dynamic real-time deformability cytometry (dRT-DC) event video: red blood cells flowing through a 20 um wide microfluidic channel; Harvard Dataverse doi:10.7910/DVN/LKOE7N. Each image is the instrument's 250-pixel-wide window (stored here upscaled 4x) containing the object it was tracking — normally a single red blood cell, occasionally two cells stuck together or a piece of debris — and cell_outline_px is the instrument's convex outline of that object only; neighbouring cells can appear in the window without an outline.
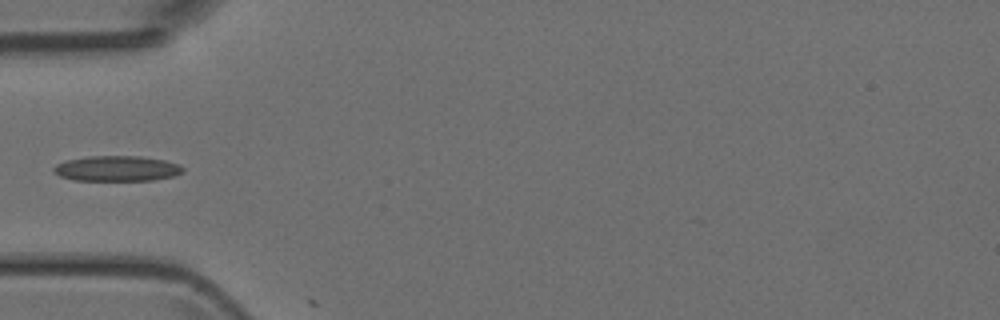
{"species": "Egyptian fruit bat (a non-hibernating species)", "species_latin": "Rousettus aegyptiacus", "temperature_condition": "room temperature", "stored_images_in_passage": 4, "camera_frame_rate_fps": 3000, "um_per_image_px": 0.085, "animal": {"sex": "female"}, "frame": {"image": 1, "passage_image": 3, "time_ms": 3.333, "image_size_px": [1000, 320], "cell_outline_px": [[184, 172], [172, 176], [152, 180], [72, 180], [60, 176], [52, 168], [56, 164], [64, 160], [88, 156], [140, 156], [164, 160], [180, 164], [184, 168]], "centroid_in_image_um": [9.93, 14.31], "position_along_channel_um": 75.1, "area_um2": 19.13}}
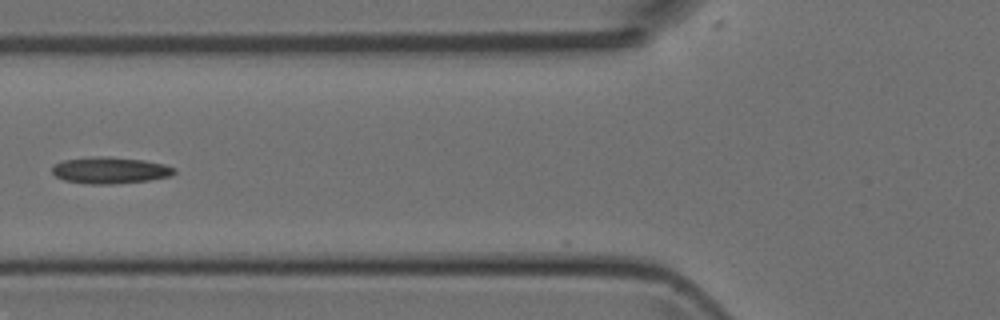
{"frame": {"image": 2, "passage_image": 4, "time_ms": 4.333, "image_size_px": [1000, 320], "cell_outline_px": [[176, 172], [172, 176], [148, 180], [112, 184], [88, 184], [64, 180], [56, 176], [52, 172], [52, 168], [56, 164], [64, 160], [144, 160], [164, 164], [176, 168]], "centroid_in_image_um": [9.44, 14.55], "position_along_channel_um": 116.4, "area_um2": 17.57}}